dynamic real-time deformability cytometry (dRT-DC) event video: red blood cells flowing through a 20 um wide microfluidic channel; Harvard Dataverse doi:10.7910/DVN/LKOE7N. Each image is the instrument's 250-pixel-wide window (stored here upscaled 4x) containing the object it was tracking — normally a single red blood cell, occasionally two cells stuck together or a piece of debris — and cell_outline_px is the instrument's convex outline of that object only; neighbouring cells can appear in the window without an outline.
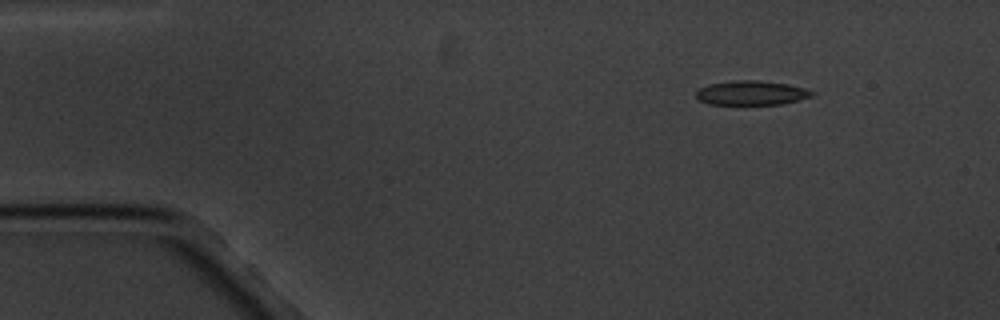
{"species": "common noctule bat (a hibernating species)", "species_latin": "Nyctalus noctula", "temperature_condition": "cold", "stored_images_in_passage": 6, "camera_frame_rate_fps": 3000, "um_per_image_px": 0.085, "animal": {"sex": "male", "body_mass_g": 20.1, "forearm_length_mm": 53.5}, "frame": {"image": 1, "passage_image": 2, "time_ms": 1.333, "image_size_px": [1000, 320], "cell_outline_px": [[816, 92], [812, 96], [800, 100], [784, 104], [708, 104], [700, 100], [696, 96], [696, 92], [700, 88], [708, 84], [732, 80], [756, 80], [788, 84], [804, 88]], "centroid_in_image_um": [63.89, 7.89], "position_along_channel_um": 21.1, "area_um2": 16.47}}
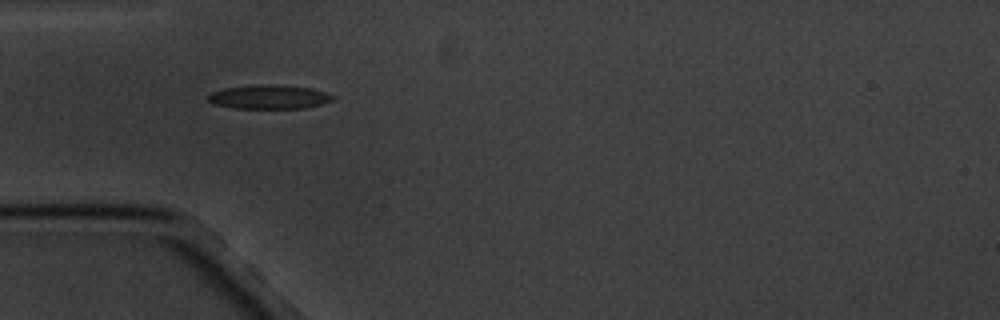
{"frame": {"image": 2, "passage_image": 5, "time_ms": 4.667, "image_size_px": [1000, 320], "cell_outline_px": [[336, 96], [332, 100], [320, 104], [304, 108], [232, 108], [216, 104], [208, 100], [208, 96], [212, 92], [224, 88], [264, 84], [272, 84], [312, 88]], "centroid_in_image_um": [22.89, 8.23], "position_along_channel_um": 62.1, "area_um2": 17.22}}
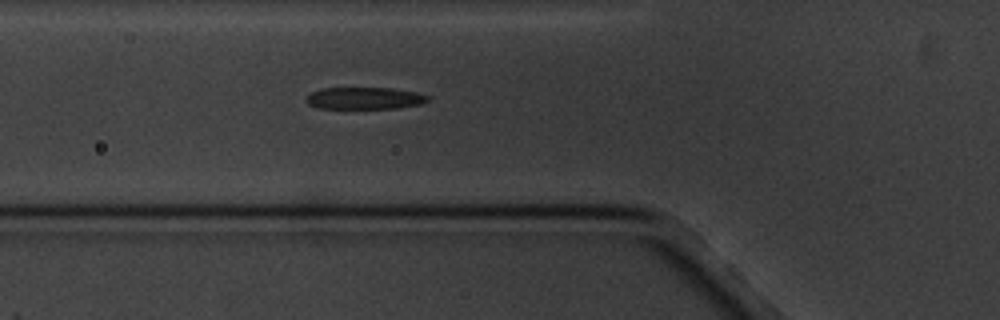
{"frame": {"image": 3, "passage_image": 6, "time_ms": 5.667, "image_size_px": [1000, 320], "cell_outline_px": [[428, 100], [420, 104], [396, 108], [316, 108], [308, 104], [304, 100], [304, 96], [320, 88], [392, 88], [416, 92], [428, 96]], "centroid_in_image_um": [30.91, 8.34], "position_along_channel_um": 94.9, "area_um2": 15.61}}